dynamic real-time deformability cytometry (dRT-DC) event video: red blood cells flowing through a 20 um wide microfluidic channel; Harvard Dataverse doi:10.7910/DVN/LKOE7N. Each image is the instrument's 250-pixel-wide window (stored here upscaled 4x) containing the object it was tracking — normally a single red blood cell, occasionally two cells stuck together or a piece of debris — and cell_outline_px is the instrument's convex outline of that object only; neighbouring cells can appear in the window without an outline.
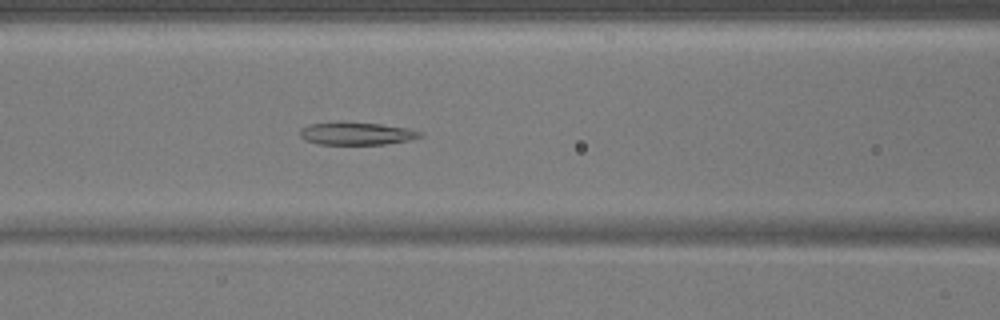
{"species": "common noctule bat (a hibernating species)", "species_latin": "Nyctalus noctula", "temperature_condition": "warm", "stored_images_in_passage": 50, "camera_frame_rate_fps": 3000, "um_per_image_px": 0.085, "animal": {"sex": "male", "body_mass_g": 17.9}, "frame": {"image": 1, "passage_image": 21, "time_ms": 6.667, "image_size_px": [1000, 320], "cell_outline_px": [[424, 136], [408, 140], [384, 144], [320, 144], [304, 140], [300, 136], [300, 128], [308, 124], [340, 120], [380, 124], [408, 128], [424, 132]], "centroid_in_image_um": [30.28, 11.32], "position_along_channel_um": 136.3, "area_um2": 16.3}}
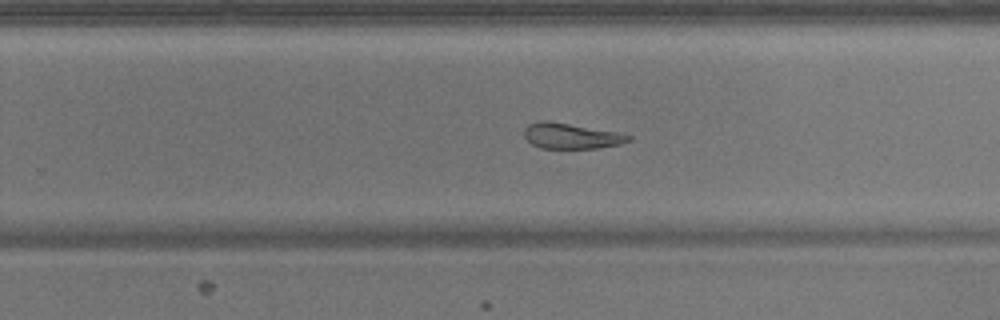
{"frame": {"image": 2, "passage_image": 32, "time_ms": 10.333, "image_size_px": [1000, 320], "cell_outline_px": [[632, 140], [620, 144], [596, 148], [540, 148], [532, 144], [524, 136], [524, 128], [528, 124], [536, 120], [544, 120], [616, 132], [632, 136]], "centroid_in_image_um": [48.51, 11.55], "position_along_channel_um": 281.3, "area_um2": 15.37}}
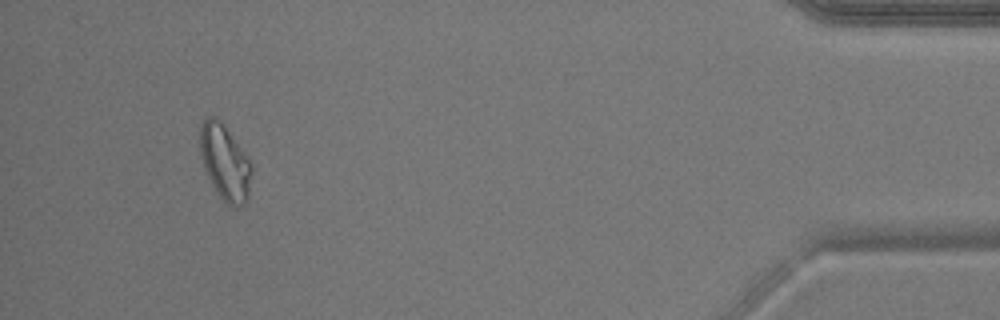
{"frame": {"image": 3, "passage_image": 47, "time_ms": 15.333, "image_size_px": [1000, 320], "cell_outline_px": [[252, 172], [248, 196], [244, 204], [236, 208], [228, 208], [216, 192], [204, 168], [200, 152], [200, 124], [208, 116], [216, 116], [224, 124], [248, 156], [252, 164]], "centroid_in_image_um": [19.13, 13.82], "position_along_channel_um": 416.1, "area_um2": 23.12}}